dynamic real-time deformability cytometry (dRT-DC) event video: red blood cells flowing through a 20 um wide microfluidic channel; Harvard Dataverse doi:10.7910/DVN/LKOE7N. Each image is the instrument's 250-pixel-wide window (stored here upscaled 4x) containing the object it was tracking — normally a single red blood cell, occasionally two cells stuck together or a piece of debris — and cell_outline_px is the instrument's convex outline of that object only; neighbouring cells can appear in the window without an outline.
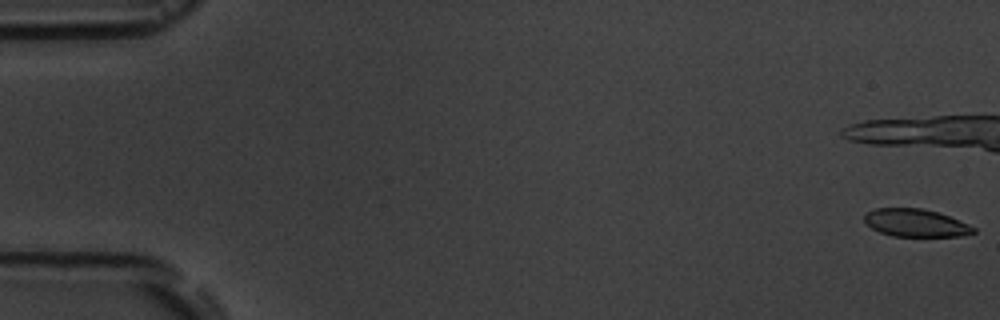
{"species": "common noctule bat (a hibernating species)", "species_latin": "Nyctalus noctula", "temperature_condition": "room temperature", "stored_images_in_passage": 6, "camera_frame_rate_fps": 3000, "um_per_image_px": 0.085, "animal": {"sex": "male", "body_mass_g": 19.5, "forearm_length_mm": 54.6}, "frame": {"image": 1, "passage_image": 1, "time_ms": 0.0, "image_size_px": [1000, 320], "cell_outline_px": [[976, 232], [960, 236], [892, 236], [880, 232], [872, 228], [864, 220], [864, 216], [868, 212], [876, 208], [920, 208], [936, 212], [948, 216], [968, 224], [976, 228]], "centroid_in_image_um": [77.83, 18.95], "position_along_channel_um": 7.2, "area_um2": 17.4}}